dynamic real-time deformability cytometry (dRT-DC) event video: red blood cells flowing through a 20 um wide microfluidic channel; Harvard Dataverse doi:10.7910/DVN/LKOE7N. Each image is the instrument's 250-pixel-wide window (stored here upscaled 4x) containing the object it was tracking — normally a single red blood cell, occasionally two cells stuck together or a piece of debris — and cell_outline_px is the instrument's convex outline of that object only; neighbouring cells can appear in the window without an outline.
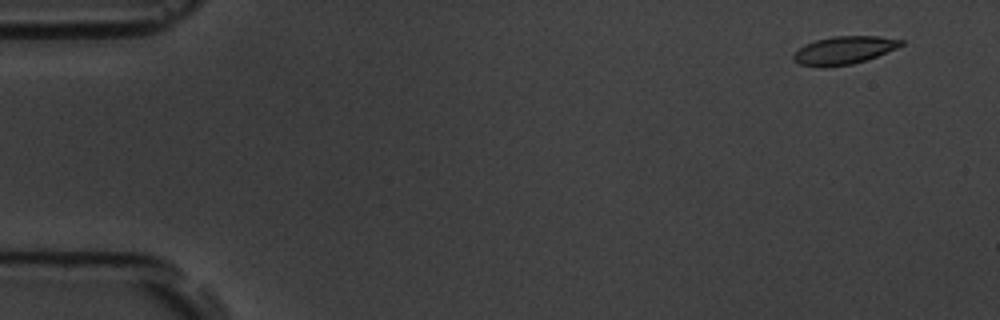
{"species": "common noctule bat (a hibernating species)", "species_latin": "Nyctalus noctula", "temperature_condition": "room temperature", "stored_images_in_passage": 6, "camera_frame_rate_fps": 3000, "um_per_image_px": 0.085, "animal": {"sex": "male", "body_mass_g": 19.5, "forearm_length_mm": 54.6}, "frame": {"image": 1, "passage_image": 1, "time_ms": 0.0, "image_size_px": [1000, 320], "cell_outline_px": [[904, 44], [896, 48], [876, 56], [852, 64], [824, 68], [800, 64], [792, 60], [792, 56], [800, 48], [816, 40], [832, 36], [876, 36], [904, 40]], "centroid_in_image_um": [71.72, 4.28], "position_along_channel_um": 13.3, "area_um2": 17.34}}
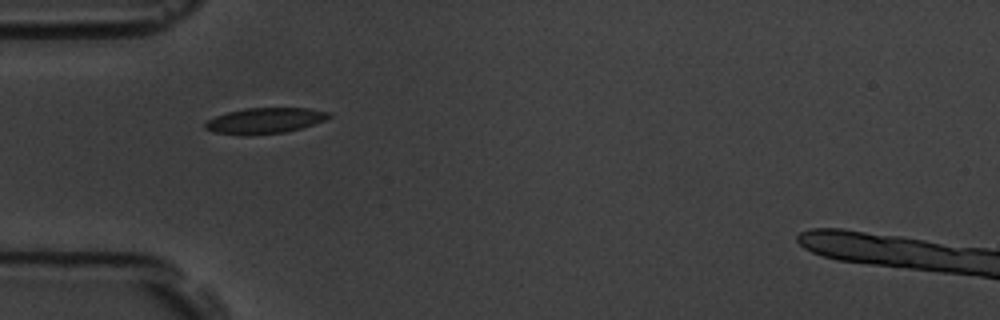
{"frame": {"image": 2, "passage_image": 5, "time_ms": 1.333, "image_size_px": [1000, 320], "cell_outline_px": [[332, 116], [324, 120], [300, 128], [284, 132], [252, 136], [212, 132], [204, 128], [204, 124], [208, 120], [216, 116], [228, 112], [244, 108], [308, 108], [332, 112]], "centroid_in_image_um": [22.5, 10.26], "position_along_channel_um": 62.5, "area_um2": 18.61}}
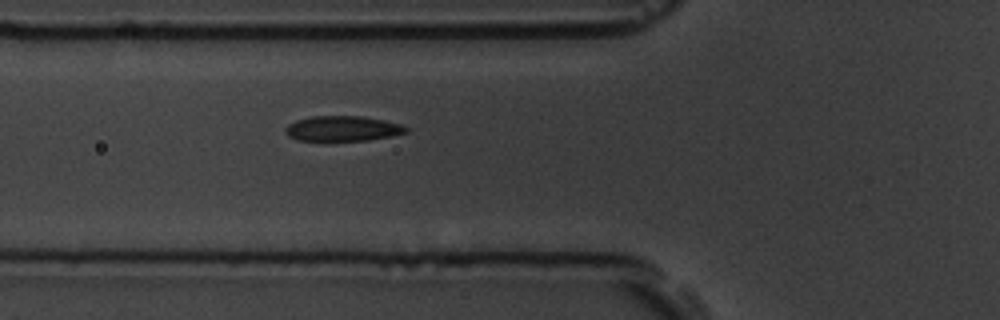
{"frame": {"image": 3, "passage_image": 6, "time_ms": 1.667, "image_size_px": [1000, 320], "cell_outline_px": [[408, 132], [392, 136], [368, 140], [324, 144], [296, 140], [288, 136], [284, 132], [284, 128], [288, 124], [296, 120], [312, 116], [360, 116], [384, 120], [400, 124], [408, 128]], "centroid_in_image_um": [29.04, 10.98], "position_along_channel_um": 96.8, "area_um2": 18.73}}